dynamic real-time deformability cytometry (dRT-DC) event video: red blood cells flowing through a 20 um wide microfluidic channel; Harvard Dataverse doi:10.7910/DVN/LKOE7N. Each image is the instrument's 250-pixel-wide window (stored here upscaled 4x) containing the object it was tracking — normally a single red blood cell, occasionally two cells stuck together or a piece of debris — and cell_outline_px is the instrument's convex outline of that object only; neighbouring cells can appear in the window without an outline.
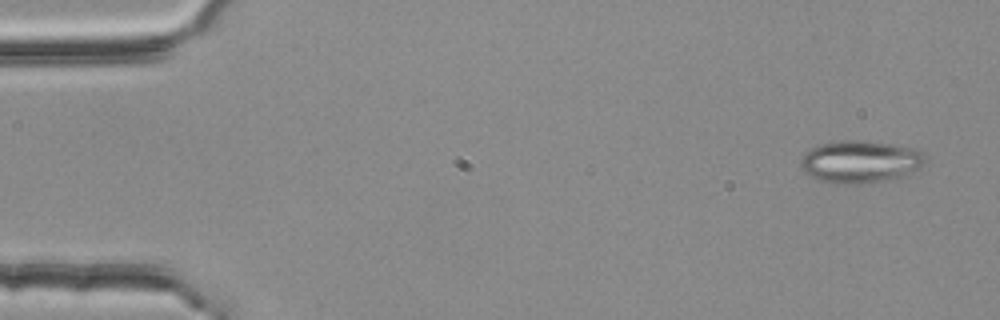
{"species": "common noctule bat (a hibernating species)", "species_latin": "Nyctalus noctula", "temperature_condition": "room temperature", "stored_images_in_passage": 4, "camera_frame_rate_fps": 3000, "um_per_image_px": 0.085, "animal": {"sex": "female", "body_mass_g": 25.1}, "frame": {"image": 1, "passage_image": 1, "time_ms": 0.0, "image_size_px": [1000, 320], "cell_outline_px": [[928, 160], [920, 168], [896, 180], [868, 184], [836, 184], [820, 180], [808, 176], [800, 168], [800, 160], [804, 152], [820, 144], [840, 140], [860, 140], [892, 144], [920, 148]], "centroid_in_image_um": [73.16, 13.76], "position_along_channel_um": 11.8, "area_um2": 31.79}}